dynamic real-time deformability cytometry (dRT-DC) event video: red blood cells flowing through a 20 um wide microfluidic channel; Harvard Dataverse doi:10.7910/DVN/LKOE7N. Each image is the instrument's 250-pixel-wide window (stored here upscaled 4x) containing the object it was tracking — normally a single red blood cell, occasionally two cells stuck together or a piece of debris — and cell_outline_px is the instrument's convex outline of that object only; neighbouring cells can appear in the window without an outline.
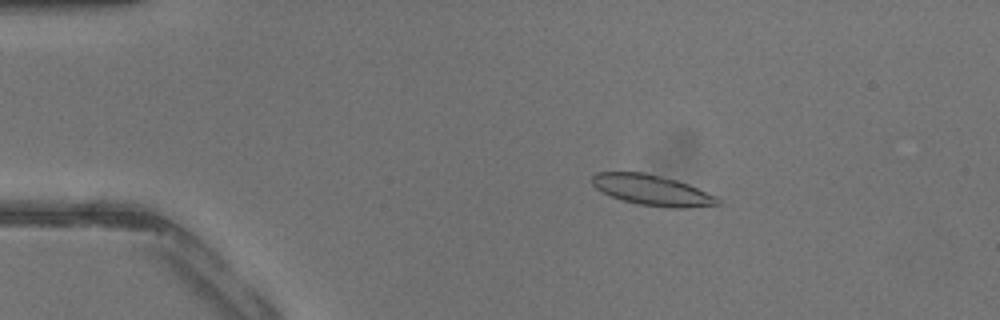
{"species": "common noctule bat (a hibernating species)", "species_latin": "Nyctalus noctula", "temperature_condition": "warm", "stored_images_in_passage": 37, "camera_frame_rate_fps": 3000, "um_per_image_px": 0.085, "animal": {"sex": "male", "body_mass_g": 13.3}, "frame": {"image": 1, "passage_image": 3, "time_ms": 0.667, "image_size_px": [1000, 320], "cell_outline_px": [[724, 204], [688, 208], [672, 208], [640, 204], [624, 200], [612, 196], [596, 188], [592, 184], [592, 176], [596, 172], [644, 172], [676, 180], [688, 184], [720, 196]], "centroid_in_image_um": [55.54, 16.17], "position_along_channel_um": 29.5, "area_um2": 22.48}}
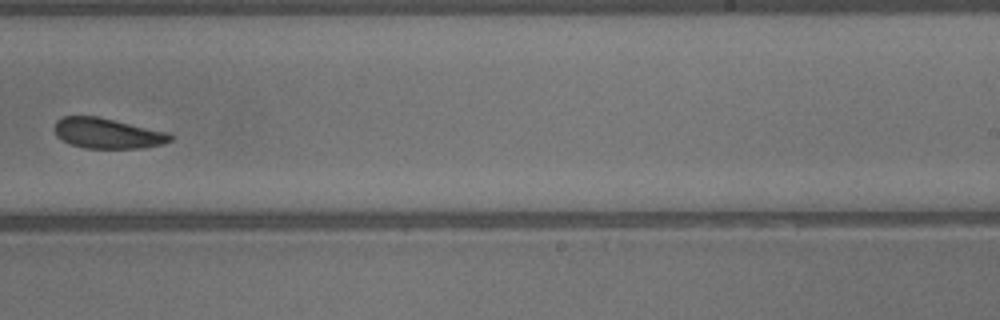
{"frame": {"image": 2, "passage_image": 22, "time_ms": 7.0, "image_size_px": [1000, 320], "cell_outline_px": [[172, 140], [164, 144], [144, 148], [84, 148], [72, 144], [56, 136], [52, 128], [56, 120], [64, 116], [96, 116], [168, 132], [172, 136]], "centroid_in_image_um": [9.12, 11.33], "position_along_channel_um": 279.9, "area_um2": 20.52}}
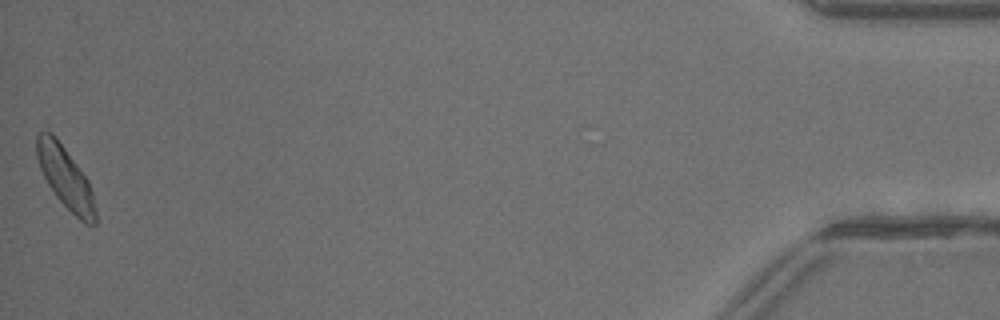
{"frame": {"image": 3, "passage_image": 37, "time_ms": 12.0, "image_size_px": [1000, 320], "cell_outline_px": [[96, 224], [84, 224], [56, 196], [48, 184], [40, 168], [36, 156], [36, 136], [48, 124], [88, 180], [92, 192], [96, 208]], "centroid_in_image_um": [5.53, 15.0], "position_along_channel_um": 429.7, "area_um2": 21.39}}